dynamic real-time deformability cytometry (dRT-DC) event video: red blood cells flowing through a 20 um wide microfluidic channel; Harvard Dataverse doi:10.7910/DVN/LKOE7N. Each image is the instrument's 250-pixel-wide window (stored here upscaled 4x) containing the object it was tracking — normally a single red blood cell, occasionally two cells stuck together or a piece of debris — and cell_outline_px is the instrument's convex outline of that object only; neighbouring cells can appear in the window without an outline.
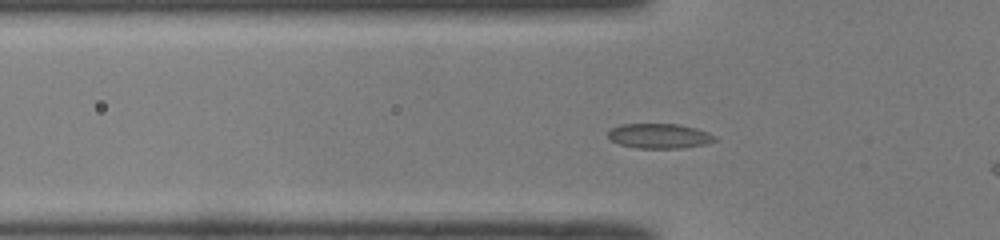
{"species": "common noctule bat (a hibernating species)", "species_latin": "Nyctalus noctula", "temperature_condition": "room temperature", "stored_images_in_passage": 44, "camera_frame_rate_fps": 3000, "um_per_image_px": 0.085, "animal": {"sex": "male", "body_mass_g": 19.0, "forearm_length_mm": 50.8}, "frame": {"image": 1, "passage_image": 10, "time_ms": 3.0, "image_size_px": [1000, 240], "cell_outline_px": [[716, 140], [708, 144], [684, 148], [636, 148], [620, 144], [612, 140], [608, 136], [608, 132], [612, 128], [620, 124], [680, 124], [696, 128], [708, 132], [716, 136]], "centroid_in_image_um": [56.09, 11.56], "position_along_channel_um": 69.7, "area_um2": 15.55}}
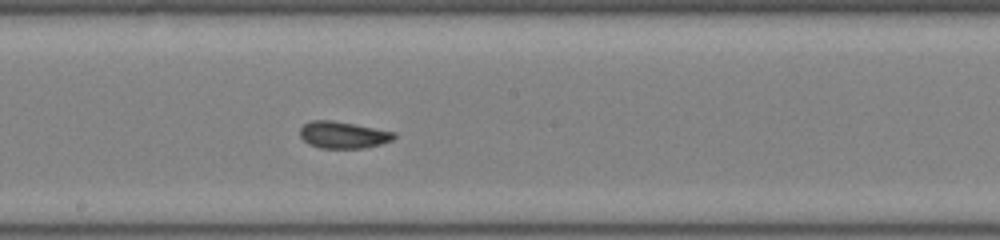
{"frame": {"image": 2, "passage_image": 21, "time_ms": 6.667, "image_size_px": [1000, 240], "cell_outline_px": [[396, 136], [392, 140], [380, 144], [364, 148], [320, 148], [308, 144], [300, 136], [300, 128], [304, 124], [312, 120], [332, 120], [396, 132]], "centroid_in_image_um": [29.15, 11.47], "position_along_channel_um": 219.0, "area_um2": 14.68}}
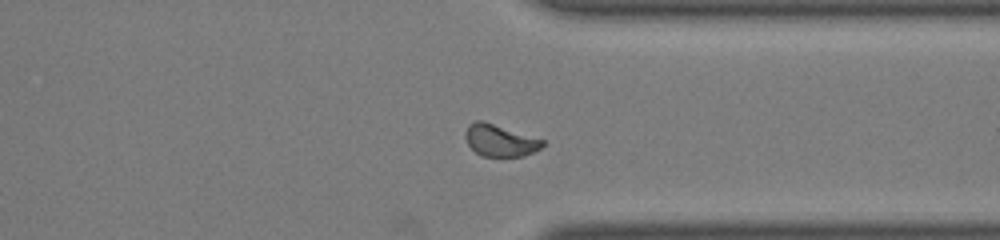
{"frame": {"image": 3, "passage_image": 32, "time_ms": 10.333, "image_size_px": [1000, 240], "cell_outline_px": [[544, 144], [540, 148], [524, 156], [480, 156], [468, 144], [464, 136], [464, 132], [468, 124], [476, 120], [484, 120], [544, 140]], "centroid_in_image_um": [42.46, 11.92], "position_along_channel_um": 368.9, "area_um2": 14.39}, "authors_computed_cell_mechanics": {"area_um2": 14.8835, "velocity_mm_per_s": 4.0859, "shape_relaxation_time_tau1_ms": 3.7076, "shape_relaxation_time_tau2_ms": 2.3866, "deformation_change_tau1": 0.1008, "deformation_change_tau2": 0.0541}}